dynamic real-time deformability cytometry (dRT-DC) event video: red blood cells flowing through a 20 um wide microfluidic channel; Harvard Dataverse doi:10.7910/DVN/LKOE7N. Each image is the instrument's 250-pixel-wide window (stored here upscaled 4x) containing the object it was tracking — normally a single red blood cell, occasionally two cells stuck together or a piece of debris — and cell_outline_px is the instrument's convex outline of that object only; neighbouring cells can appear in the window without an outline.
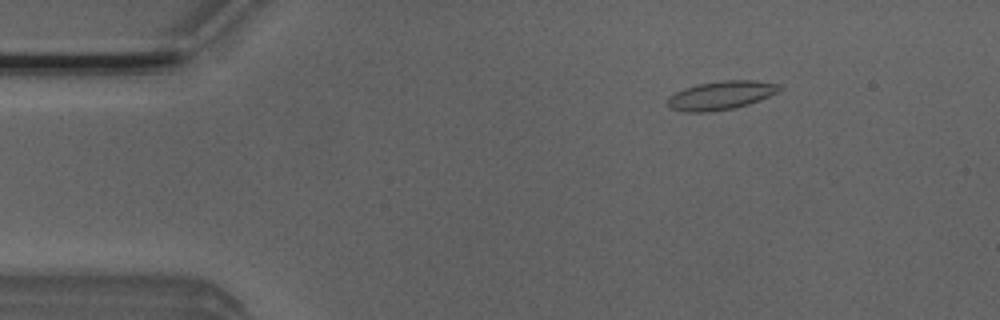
{"species": "Egyptian fruit bat (a non-hibernating species)", "species_latin": "Rousettus aegyptiacus", "temperature_condition": "room temperature", "stored_images_in_passage": 3, "camera_frame_rate_fps": 3000, "um_per_image_px": 0.085, "animal": {"sex": "male"}, "frame": {"image": 1, "passage_image": 1, "time_ms": 0.0, "image_size_px": [1000, 320], "cell_outline_px": [[780, 88], [776, 92], [760, 100], [748, 104], [732, 108], [708, 112], [684, 112], [672, 108], [668, 104], [668, 96], [684, 88], [700, 84], [724, 80], [752, 80], [780, 84]], "centroid_in_image_um": [61.26, 8.1], "position_along_channel_um": 23.7, "area_um2": 18.32}}